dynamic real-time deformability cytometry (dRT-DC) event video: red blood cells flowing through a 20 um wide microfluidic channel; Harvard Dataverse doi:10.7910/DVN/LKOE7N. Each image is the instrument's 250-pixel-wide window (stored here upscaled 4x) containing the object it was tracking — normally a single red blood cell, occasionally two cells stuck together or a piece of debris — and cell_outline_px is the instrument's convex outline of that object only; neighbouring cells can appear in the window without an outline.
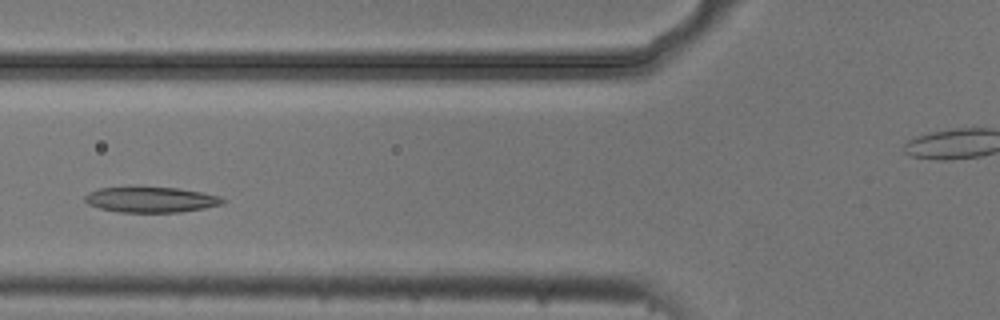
{"species": "common noctule bat (a hibernating species)", "species_latin": "Nyctalus noctula", "temperature_condition": "cold", "stored_images_in_passage": 7, "segment_of_instrument_passage": [1, 2], "camera_frame_rate_fps": 3000, "um_per_image_px": 0.085, "animal": {"sex": "male", "body_mass_g": 20.5, "forearm_length_mm": 52.5}, "frame": {"image": 1, "passage_image": 3, "time_ms": 0.667, "image_size_px": [1000, 320], "cell_outline_px": [[228, 200], [224, 204], [204, 208], [180, 212], [120, 212], [100, 208], [88, 204], [84, 200], [84, 196], [88, 192], [100, 188], [128, 184], [136, 184], [176, 188], [200, 192], [220, 196]], "centroid_in_image_um": [12.79, 16.92], "position_along_channel_um": 113.0, "area_um2": 21.44}}
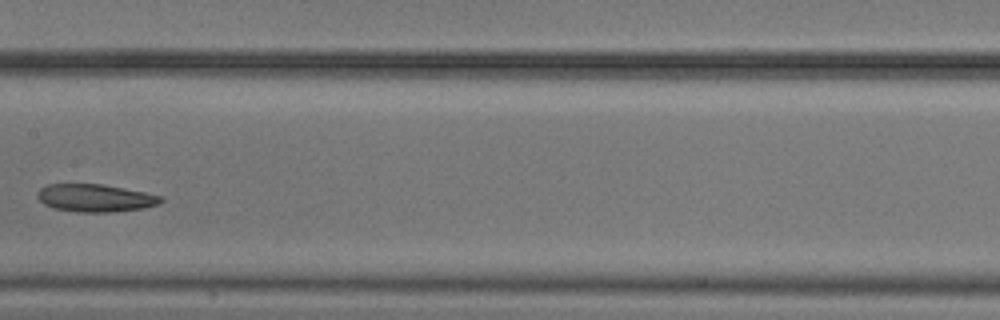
{"frame": {"image": 2, "passage_image": 5, "time_ms": 1.333, "image_size_px": [1000, 320], "cell_outline_px": [[164, 200], [160, 204], [144, 208], [116, 212], [76, 212], [52, 208], [44, 204], [36, 196], [36, 192], [40, 188], [48, 184], [104, 184], [164, 196]], "centroid_in_image_um": [8.11, 16.83], "position_along_channel_um": 199.3, "area_um2": 20.23}}
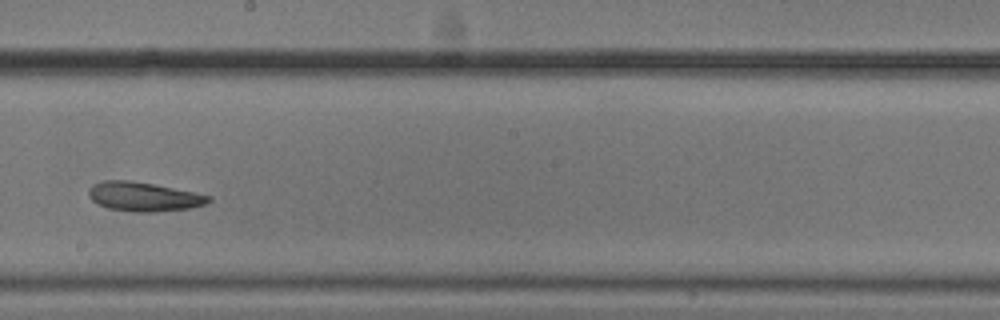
{"frame": {"image": 3, "passage_image": 6, "time_ms": 1.667, "image_size_px": [1000, 320], "cell_outline_px": [[212, 200], [204, 204], [188, 208], [156, 212], [132, 212], [108, 208], [92, 200], [88, 196], [88, 188], [92, 184], [104, 180], [132, 180], [196, 192], [212, 196]], "centroid_in_image_um": [12.2, 16.71], "position_along_channel_um": 236.0, "area_um2": 20.52}}